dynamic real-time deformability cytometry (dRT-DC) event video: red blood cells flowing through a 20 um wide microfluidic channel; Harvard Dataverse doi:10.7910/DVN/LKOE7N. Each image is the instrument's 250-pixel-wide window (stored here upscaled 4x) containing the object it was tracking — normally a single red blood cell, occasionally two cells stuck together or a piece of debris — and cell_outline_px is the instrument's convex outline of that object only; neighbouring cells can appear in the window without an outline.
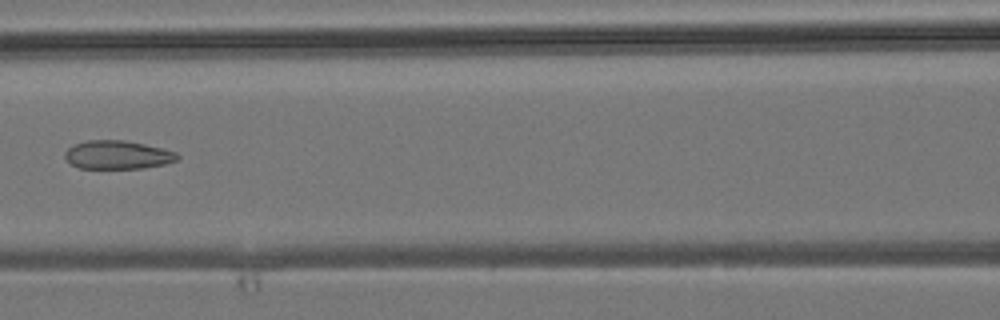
{"species": "common noctule bat (a hibernating species)", "species_latin": "Nyctalus noctula", "temperature_condition": "room temperature", "stored_images_in_passage": 3, "camera_frame_rate_fps": 3000, "um_per_image_px": 0.085, "animal": {"sex": "male", "body_mass_g": 19.2, "forearm_length_mm": 51.8}, "frame": {"image": 1, "passage_image": 3, "time_ms": 2.333, "image_size_px": [1000, 320], "cell_outline_px": [[180, 156], [176, 160], [164, 164], [144, 168], [80, 168], [72, 164], [64, 156], [64, 152], [68, 148], [76, 144], [88, 140], [124, 140], [144, 144], [176, 152]], "centroid_in_image_um": [9.99, 13.16], "position_along_channel_um": 156.6, "area_um2": 18.44}}